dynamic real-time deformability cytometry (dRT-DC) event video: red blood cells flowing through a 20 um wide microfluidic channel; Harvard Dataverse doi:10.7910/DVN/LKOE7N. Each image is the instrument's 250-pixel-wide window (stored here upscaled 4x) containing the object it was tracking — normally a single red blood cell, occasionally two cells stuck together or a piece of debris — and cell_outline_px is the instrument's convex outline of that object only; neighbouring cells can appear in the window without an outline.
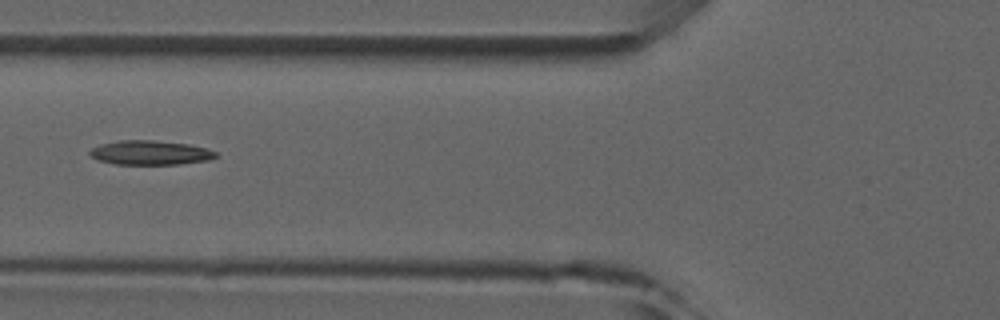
{"species": "common noctule bat (a hibernating species)", "species_latin": "Nyctalus noctula", "temperature_condition": "room temperature", "stored_images_in_passage": 5, "camera_frame_rate_fps": 3000, "um_per_image_px": 0.085, "animal": {"sex": "male", "forearm_length_mm": 52.5}, "frame": {"image": 1, "passage_image": 5, "time_ms": 5.333, "image_size_px": [1000, 320], "cell_outline_px": [[216, 156], [212, 160], [180, 164], [116, 164], [96, 160], [88, 152], [92, 148], [100, 144], [120, 140], [152, 140], [188, 144], [204, 148], [216, 152]], "centroid_in_image_um": [12.75, 12.98], "position_along_channel_um": 113.0, "area_um2": 17.8}}